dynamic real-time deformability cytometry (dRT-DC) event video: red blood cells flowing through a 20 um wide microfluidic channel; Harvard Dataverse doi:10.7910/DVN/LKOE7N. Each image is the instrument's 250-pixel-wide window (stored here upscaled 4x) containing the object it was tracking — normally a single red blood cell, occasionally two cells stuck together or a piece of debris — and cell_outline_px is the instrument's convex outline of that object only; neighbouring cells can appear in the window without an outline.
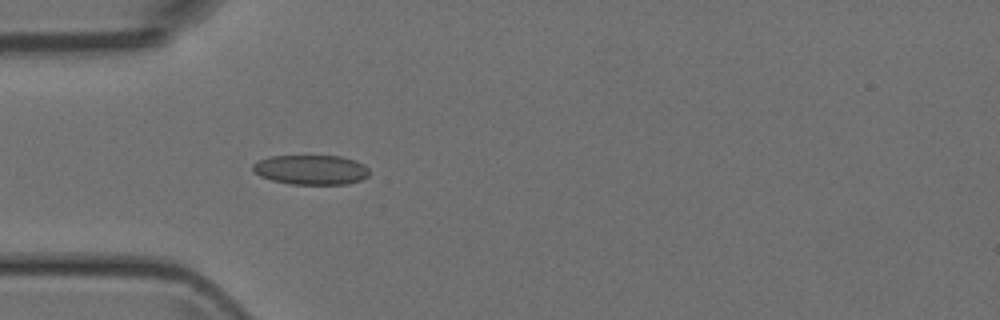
{"species": "Egyptian fruit bat (a non-hibernating species)", "species_latin": "Rousettus aegyptiacus", "temperature_condition": "room temperature", "stored_images_in_passage": 4, "camera_frame_rate_fps": 3000, "um_per_image_px": 0.085, "animal": {"sex": "female"}, "frame": {"image": 1, "passage_image": 4, "time_ms": 3.667, "image_size_px": [1000, 320], "cell_outline_px": [[368, 176], [360, 180], [348, 184], [292, 184], [272, 180], [260, 176], [252, 168], [252, 164], [268, 156], [340, 156], [356, 160], [364, 164], [368, 168]], "centroid_in_image_um": [26.45, 14.42], "position_along_channel_um": 58.5, "area_um2": 20.11}}